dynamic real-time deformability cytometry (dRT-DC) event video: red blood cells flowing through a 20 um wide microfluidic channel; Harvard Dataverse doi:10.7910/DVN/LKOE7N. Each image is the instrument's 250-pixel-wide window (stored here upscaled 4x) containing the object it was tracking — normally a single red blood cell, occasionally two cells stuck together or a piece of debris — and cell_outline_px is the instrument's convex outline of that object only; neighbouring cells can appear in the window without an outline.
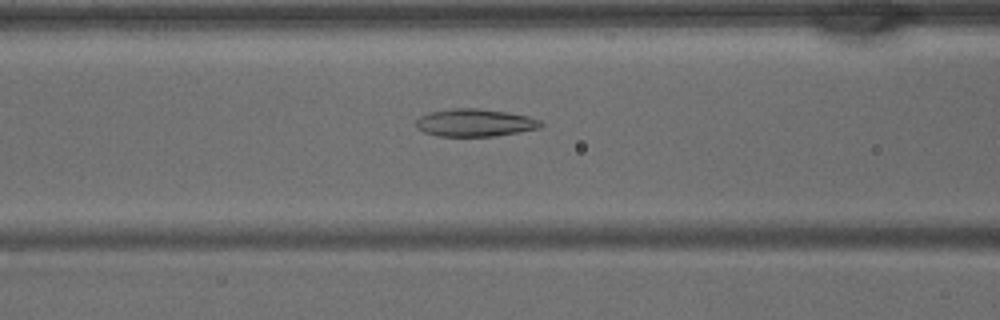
{"species": "common noctule bat (a hibernating species)", "species_latin": "Nyctalus noctula", "temperature_condition": "warm", "stored_images_in_passage": 36, "camera_frame_rate_fps": 3000, "um_per_image_px": 0.085, "animal": {"sex": "male", "body_mass_g": 15.6}, "frame": {"image": 1, "passage_image": 11, "time_ms": 3.333, "image_size_px": [1000, 320], "cell_outline_px": [[544, 124], [540, 128], [520, 132], [492, 136], [440, 136], [424, 132], [416, 128], [416, 120], [420, 116], [428, 112], [452, 108], [476, 108], [508, 112], [528, 116], [540, 120]], "centroid_in_image_um": [40.36, 10.42], "position_along_channel_um": 126.2, "area_um2": 20.17}}
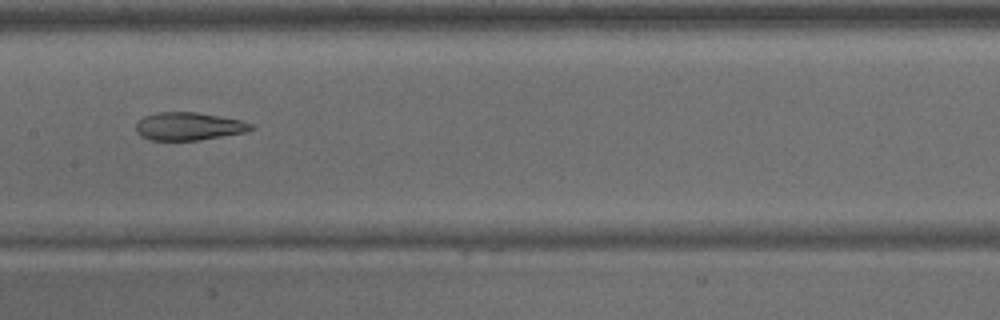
{"frame": {"image": 2, "passage_image": 15, "time_ms": 4.667, "image_size_px": [1000, 320], "cell_outline_px": [[256, 128], [248, 132], [200, 140], [148, 140], [140, 136], [136, 132], [136, 124], [144, 116], [156, 112], [196, 112], [240, 120], [252, 124]], "centroid_in_image_um": [16.05, 10.74], "position_along_channel_um": 191.4, "area_um2": 18.84}}
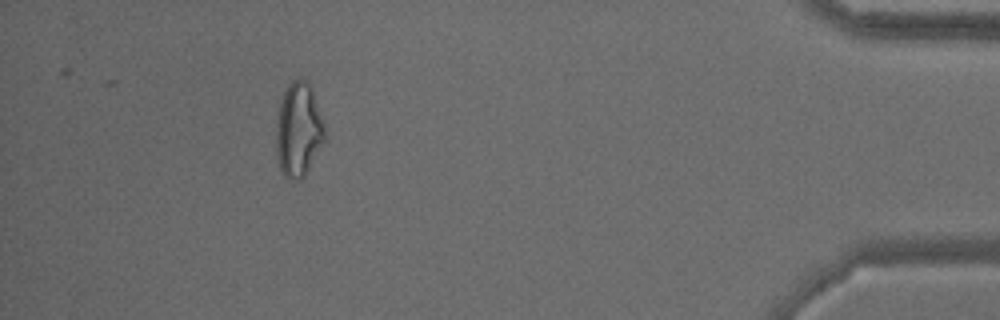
{"frame": {"image": 3, "passage_image": 32, "time_ms": 10.333, "image_size_px": [1000, 320], "cell_outline_px": [[328, 140], [304, 176], [300, 180], [296, 180], [284, 176], [280, 168], [276, 156], [276, 124], [280, 100], [288, 84], [292, 80], [304, 80], [312, 88]], "centroid_in_image_um": [25.38, 11.08], "position_along_channel_um": 409.8, "area_um2": 26.93}}